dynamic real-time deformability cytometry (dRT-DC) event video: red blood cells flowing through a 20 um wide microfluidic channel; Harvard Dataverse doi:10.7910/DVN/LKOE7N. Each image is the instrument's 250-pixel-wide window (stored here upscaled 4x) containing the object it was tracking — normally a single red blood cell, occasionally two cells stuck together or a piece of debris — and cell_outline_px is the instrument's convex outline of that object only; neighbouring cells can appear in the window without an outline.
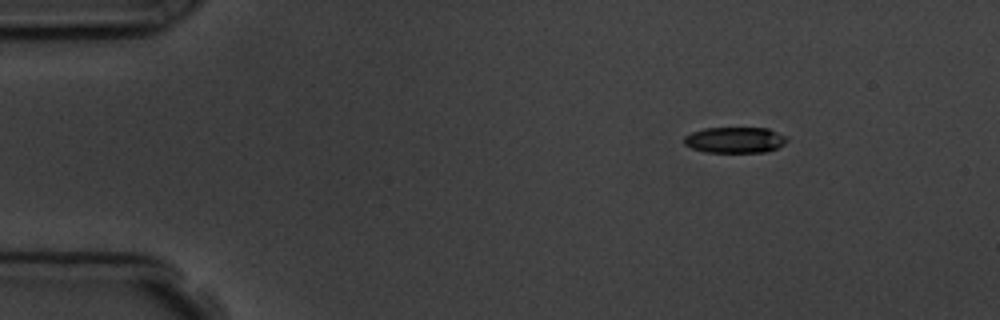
{"species": "common noctule bat (a hibernating species)", "species_latin": "Nyctalus noctula", "temperature_condition": "room temperature", "stored_images_in_passage": 4, "camera_frame_rate_fps": 3000, "um_per_image_px": 0.085, "animal": {"sex": "male", "body_mass_g": 19.5, "forearm_length_mm": 54.6}, "frame": {"image": 1, "passage_image": 1, "time_ms": 0.0, "image_size_px": [1000, 320], "cell_outline_px": [[788, 140], [784, 144], [776, 148], [764, 152], [704, 152], [692, 148], [684, 144], [684, 136], [692, 132], [704, 128], [768, 128], [788, 136]], "centroid_in_image_um": [62.48, 11.89], "position_along_channel_um": 22.5, "area_um2": 15.61}}